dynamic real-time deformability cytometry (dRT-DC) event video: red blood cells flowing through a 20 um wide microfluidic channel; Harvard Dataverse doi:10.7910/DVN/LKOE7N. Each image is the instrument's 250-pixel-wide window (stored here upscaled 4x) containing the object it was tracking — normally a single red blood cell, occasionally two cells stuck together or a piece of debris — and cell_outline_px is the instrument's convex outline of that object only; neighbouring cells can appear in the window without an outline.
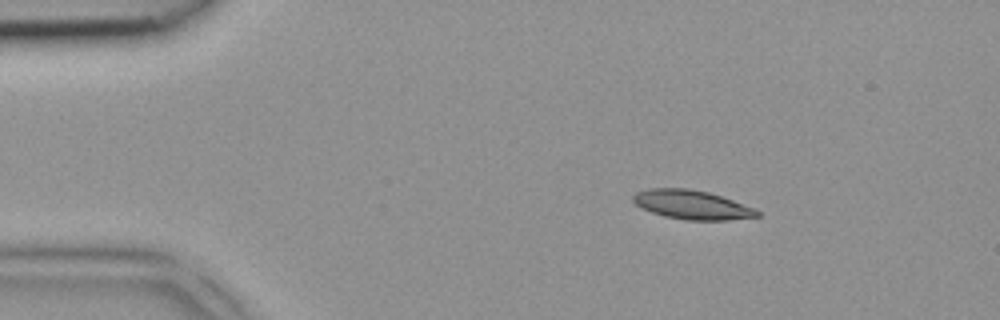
{"species": "common noctule bat (a hibernating species)", "species_latin": "Nyctalus noctula", "temperature_condition": "room temperature", "stored_images_in_passage": 3, "camera_frame_rate_fps": 3000, "um_per_image_px": 0.085, "animal": {"sex": "female", "body_mass_g": 18.4}, "frame": {"image": 1, "passage_image": 1, "time_ms": 0.0, "image_size_px": [1000, 320], "cell_outline_px": [[760, 216], [728, 220], [688, 220], [664, 216], [640, 208], [632, 200], [632, 196], [636, 192], [648, 188], [688, 188], [708, 192], [756, 208], [760, 212]], "centroid_in_image_um": [58.8, 17.4], "position_along_channel_um": 26.2, "area_um2": 21.04}}
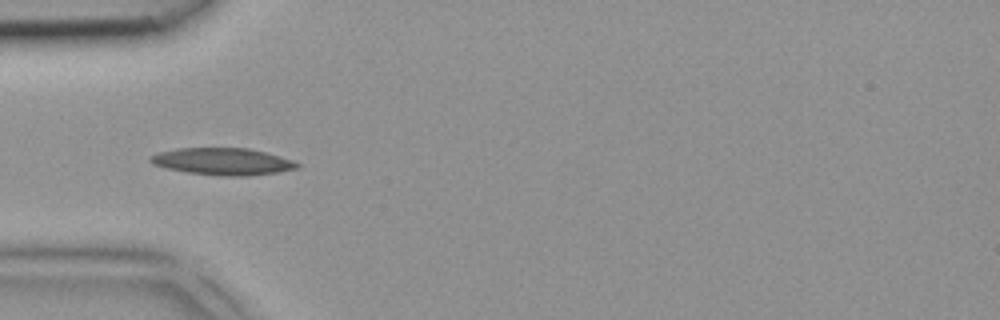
{"frame": {"image": 2, "passage_image": 3, "time_ms": 0.667, "image_size_px": [1000, 320], "cell_outline_px": [[300, 164], [296, 168], [276, 172], [248, 176], [220, 176], [188, 172], [168, 168], [152, 164], [148, 160], [152, 156], [160, 152], [176, 148], [248, 148], [280, 156], [292, 160]], "centroid_in_image_um": [18.92, 13.72], "position_along_channel_um": 66.1, "area_um2": 22.83}}